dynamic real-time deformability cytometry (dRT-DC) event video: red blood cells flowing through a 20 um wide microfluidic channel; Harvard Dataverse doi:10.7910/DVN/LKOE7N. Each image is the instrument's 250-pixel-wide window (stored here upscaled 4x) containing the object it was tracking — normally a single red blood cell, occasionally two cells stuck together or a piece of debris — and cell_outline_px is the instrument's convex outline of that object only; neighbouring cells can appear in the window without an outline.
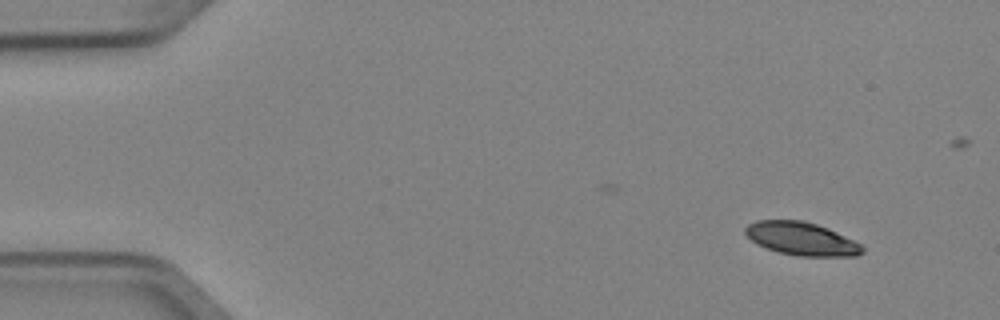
{"species": "Egyptian fruit bat (a non-hibernating species)", "species_latin": "Rousettus aegyptiacus", "temperature_condition": "cold", "stored_images_in_passage": 5, "camera_frame_rate_fps": 3000, "um_per_image_px": 0.085, "animal": {"sex": "female"}, "frame": {"image": 1, "passage_image": 1, "time_ms": 0.0, "image_size_px": [1000, 320], "cell_outline_px": [[864, 252], [856, 256], [800, 256], [776, 252], [756, 244], [744, 232], [744, 228], [748, 224], [756, 220], [804, 220], [828, 228], [860, 244], [864, 248]], "centroid_in_image_um": [68.1, 20.29], "position_along_channel_um": 16.9, "area_um2": 22.6}}
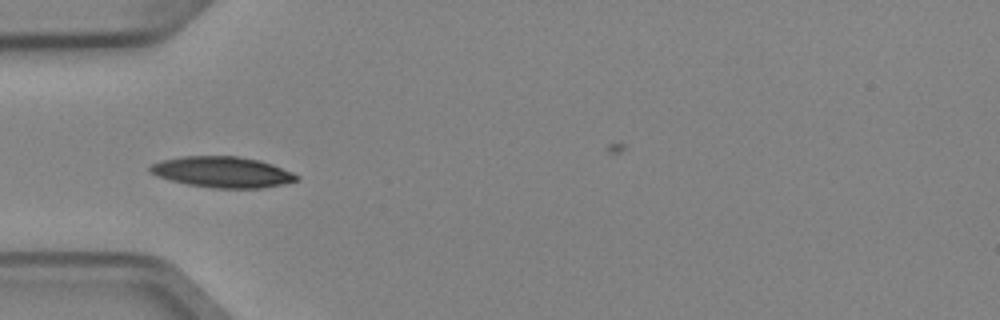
{"frame": {"image": 2, "passage_image": 4, "time_ms": 1.0, "image_size_px": [1000, 320], "cell_outline_px": [[300, 176], [296, 180], [284, 184], [260, 188], [212, 188], [188, 184], [156, 176], [148, 168], [152, 164], [164, 160], [184, 156], [236, 156], [260, 160], [272, 164], [292, 172]], "centroid_in_image_um": [18.93, 14.62], "position_along_channel_um": 66.1, "area_um2": 26.13}}
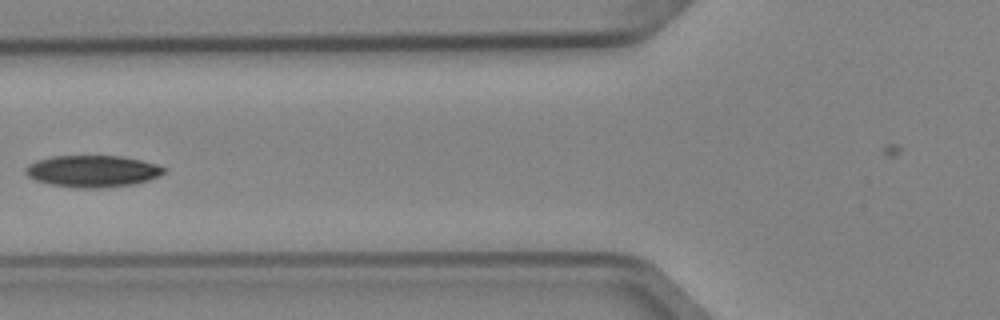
{"frame": {"image": 3, "passage_image": 5, "time_ms": 1.333, "image_size_px": [1000, 320], "cell_outline_px": [[164, 172], [160, 176], [136, 184], [104, 188], [76, 188], [48, 184], [36, 180], [28, 176], [24, 172], [24, 168], [28, 164], [36, 160], [52, 156], [120, 156], [140, 160], [156, 164], [164, 168]], "centroid_in_image_um": [7.83, 14.56], "position_along_channel_um": 118.0, "area_um2": 25.78}}